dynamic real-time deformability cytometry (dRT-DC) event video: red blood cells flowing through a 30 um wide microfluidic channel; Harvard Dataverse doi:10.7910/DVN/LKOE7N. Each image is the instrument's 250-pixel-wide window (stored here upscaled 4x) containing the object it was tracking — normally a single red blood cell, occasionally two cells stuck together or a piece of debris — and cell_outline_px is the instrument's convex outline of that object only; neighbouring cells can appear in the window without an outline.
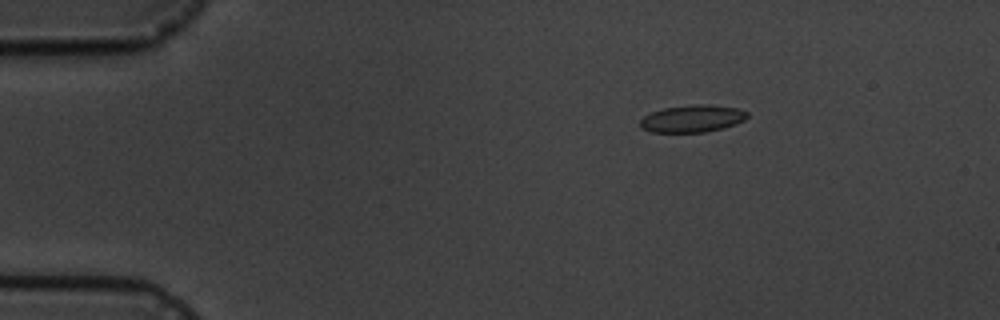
{"species": "common noctule bat (a hibernating species)", "species_latin": "Nyctalus noctula", "temperature_condition": "cold", "stored_images_in_passage": 12, "camera_frame_rate_fps": 3000, "um_per_image_px": 0.085, "animal": {"sex": "male", "body_mass_g": 19.5, "forearm_length_mm": 54.6}, "frame": {"image": 1, "passage_image": 3, "time_ms": 3.0, "image_size_px": [1000, 320], "cell_outline_px": [[748, 116], [744, 120], [736, 124], [724, 128], [704, 132], [652, 132], [640, 128], [640, 120], [644, 116], [652, 112], [664, 108], [696, 104], [708, 104], [740, 108], [748, 112]], "centroid_in_image_um": [58.88, 10.08], "position_along_channel_um": 26.1, "area_um2": 17.11}}
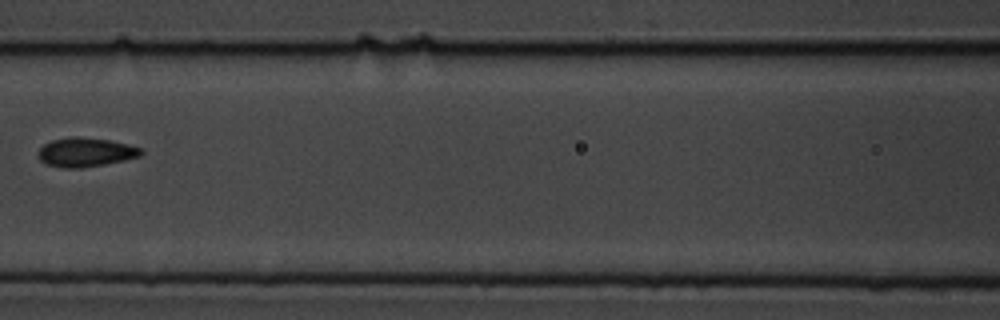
{"frame": {"image": 2, "passage_image": 8, "time_ms": 8.667, "image_size_px": [1000, 320], "cell_outline_px": [[144, 152], [140, 156], [124, 160], [104, 164], [80, 168], [64, 168], [44, 164], [40, 160], [36, 152], [44, 144], [52, 140], [68, 136], [76, 136], [112, 140], [128, 144], [140, 148]], "centroid_in_image_um": [7.24, 12.93], "position_along_channel_um": 159.4, "area_um2": 17.63}}
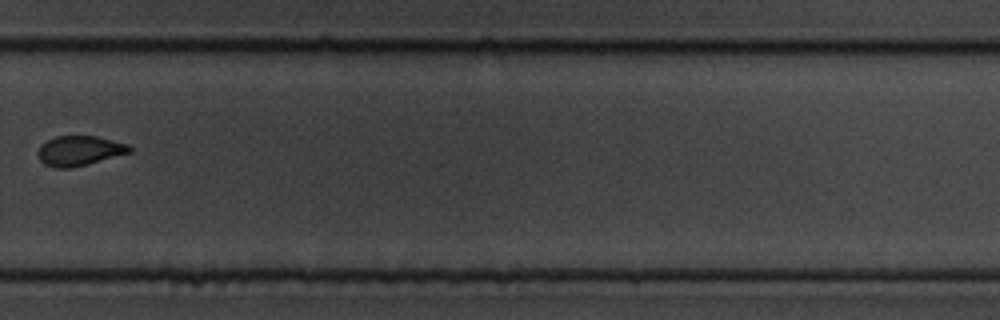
{"frame": {"image": 3, "passage_image": 12, "time_ms": 13.333, "image_size_px": [1000, 320], "cell_outline_px": [[132, 152], [88, 164], [72, 168], [56, 168], [44, 164], [40, 160], [40, 144], [56, 136], [96, 136], [128, 144], [132, 148]], "centroid_in_image_um": [6.78, 12.81], "position_along_channel_um": 323.0, "area_um2": 15.84}}